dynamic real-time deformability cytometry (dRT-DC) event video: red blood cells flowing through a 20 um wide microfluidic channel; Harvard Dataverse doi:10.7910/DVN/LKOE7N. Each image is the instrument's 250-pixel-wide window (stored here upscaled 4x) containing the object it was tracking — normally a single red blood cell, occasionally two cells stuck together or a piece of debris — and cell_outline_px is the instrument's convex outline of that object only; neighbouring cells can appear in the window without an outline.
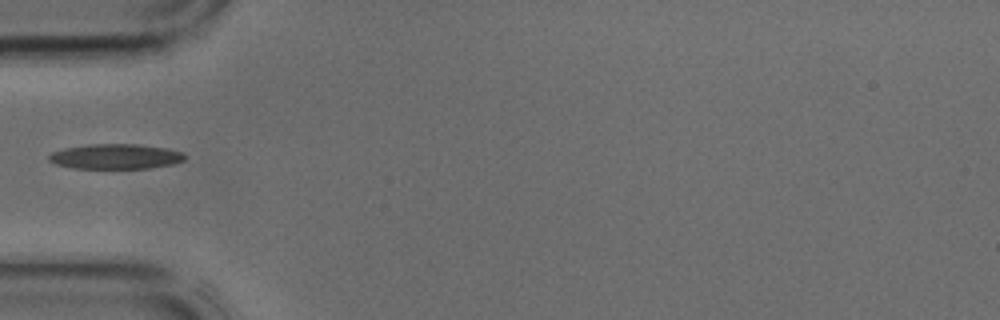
{"species": "common noctule bat (a hibernating species)", "species_latin": "Nyctalus noctula", "temperature_condition": "cold", "stored_images_in_passage": 30, "camera_frame_rate_fps": 3000, "um_per_image_px": 0.085, "animal": {"sex": "male", "body_mass_g": 17.9, "forearm_length_mm": 54.2}, "frame": {"image": 1, "passage_image": 1, "time_ms": 0.0, "image_size_px": [1000, 320], "cell_outline_px": [[184, 160], [172, 164], [148, 168], [72, 168], [56, 164], [48, 160], [48, 156], [52, 152], [64, 148], [88, 144], [136, 144], [164, 148], [184, 152]], "centroid_in_image_um": [9.79, 13.3], "position_along_channel_um": 75.2, "area_um2": 19.71}}
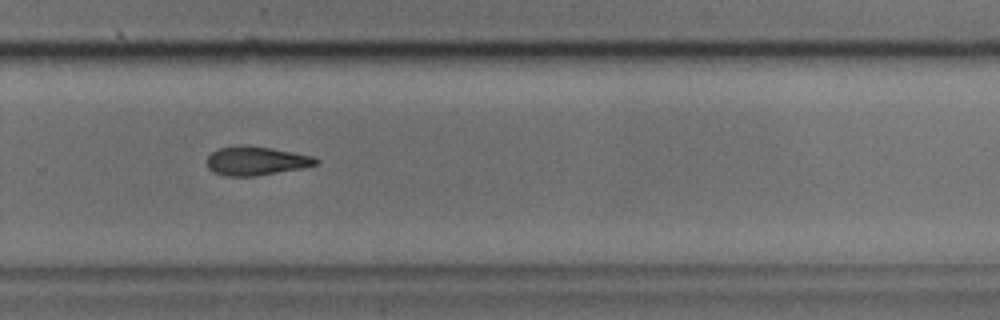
{"frame": {"image": 2, "passage_image": 16, "time_ms": 5.0, "image_size_px": [1000, 320], "cell_outline_px": [[320, 160], [316, 164], [300, 168], [256, 176], [228, 176], [212, 172], [208, 168], [208, 156], [212, 152], [220, 148], [240, 144], [272, 148], [312, 156]], "centroid_in_image_um": [21.74, 13.67], "position_along_channel_um": 308.1, "area_um2": 18.15}}
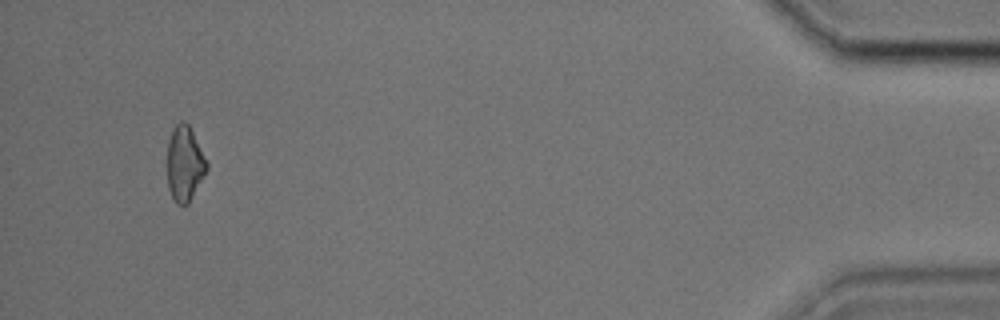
{"frame": {"image": 3, "passage_image": 28, "time_ms": 9.0, "image_size_px": [1000, 320], "cell_outline_px": [[208, 168], [188, 204], [176, 204], [168, 188], [168, 140], [172, 128], [180, 120], [184, 120], [188, 124], [208, 164]], "centroid_in_image_um": [15.68, 13.89], "position_along_channel_um": 419.5, "area_um2": 17.05}}